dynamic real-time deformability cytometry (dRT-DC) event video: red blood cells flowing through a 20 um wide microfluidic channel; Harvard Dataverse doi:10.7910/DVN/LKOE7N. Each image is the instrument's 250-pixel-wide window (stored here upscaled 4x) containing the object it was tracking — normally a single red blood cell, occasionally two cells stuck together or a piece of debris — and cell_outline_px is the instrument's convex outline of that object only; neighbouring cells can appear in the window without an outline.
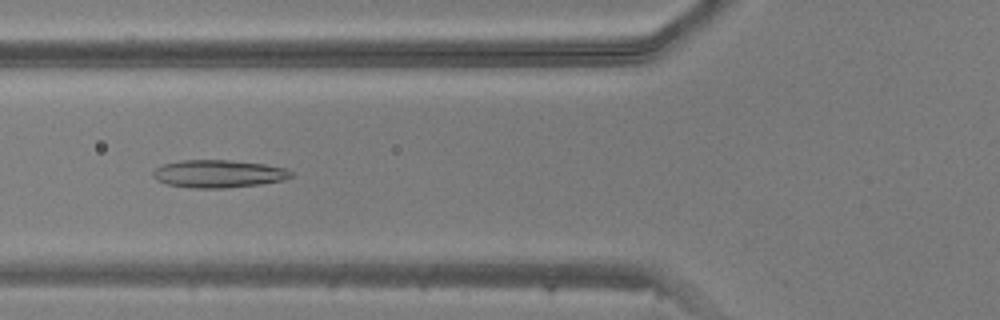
{"species": "common noctule bat (a hibernating species)", "species_latin": "Nyctalus noctula", "temperature_condition": "warm", "stored_images_in_passage": 28, "camera_frame_rate_fps": 3000, "um_per_image_px": 0.085, "animal": {"sex": "male", "body_mass_g": 20.5, "forearm_length_mm": 52.5}, "frame": {"image": 1, "passage_image": 6, "time_ms": 1.667, "image_size_px": [1000, 320], "cell_outline_px": [[292, 176], [284, 180], [260, 184], [224, 188], [192, 188], [168, 184], [156, 180], [152, 176], [152, 172], [156, 168], [164, 164], [180, 160], [228, 160], [264, 164], [284, 168], [292, 172]], "centroid_in_image_um": [18.55, 14.77], "position_along_channel_um": 107.3, "area_um2": 22.2}}
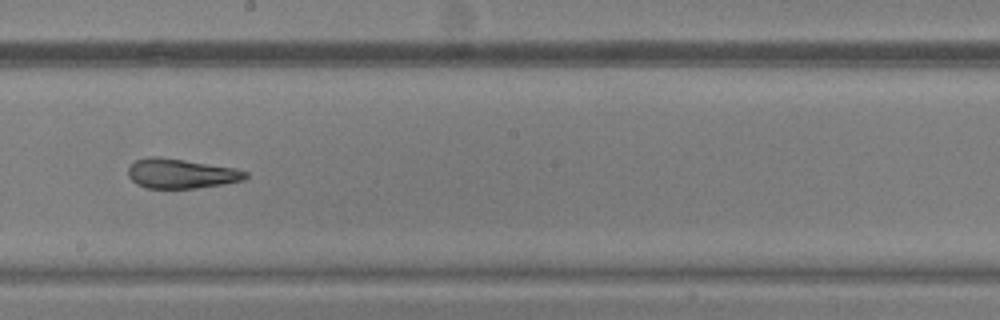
{"frame": {"image": 2, "passage_image": 15, "time_ms": 4.667, "image_size_px": [1000, 320], "cell_outline_px": [[248, 176], [244, 180], [196, 188], [148, 188], [136, 184], [128, 176], [128, 168], [136, 160], [148, 156], [160, 156], [236, 168], [248, 172]], "centroid_in_image_um": [15.38, 14.74], "position_along_channel_um": 232.8, "area_um2": 20.29}}
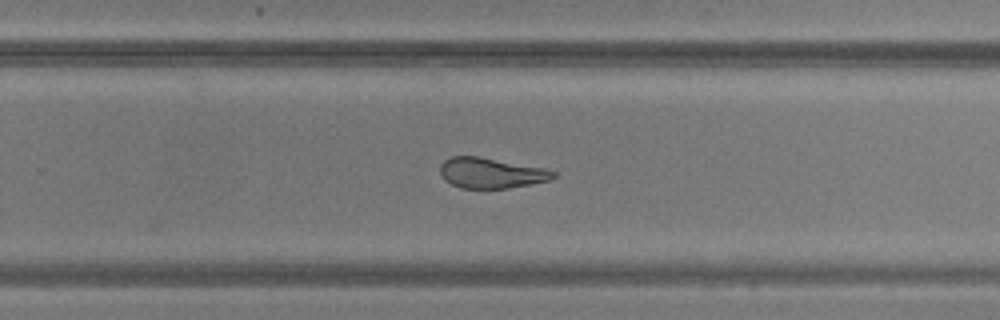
{"frame": {"image": 3, "passage_image": 19, "time_ms": 6.0, "image_size_px": [1000, 320], "cell_outline_px": [[556, 176], [548, 180], [532, 184], [508, 188], [460, 188], [444, 180], [440, 172], [440, 164], [444, 160], [452, 156], [480, 156], [544, 168], [556, 172]], "centroid_in_image_um": [41.72, 14.7], "position_along_channel_um": 288.1, "area_um2": 20.11}}